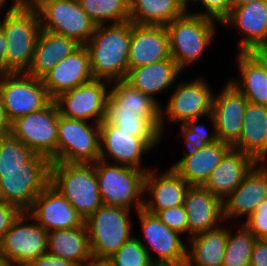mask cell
I'll use <instances>...</instances> for the list:
<instances>
[{"label": "cell", "mask_w": 267, "mask_h": 266, "mask_svg": "<svg viewBox=\"0 0 267 266\" xmlns=\"http://www.w3.org/2000/svg\"><path fill=\"white\" fill-rule=\"evenodd\" d=\"M0 21L6 38L5 73H26L31 66L41 25L28 0H14Z\"/></svg>", "instance_id": "1"}, {"label": "cell", "mask_w": 267, "mask_h": 266, "mask_svg": "<svg viewBox=\"0 0 267 266\" xmlns=\"http://www.w3.org/2000/svg\"><path fill=\"white\" fill-rule=\"evenodd\" d=\"M130 42L131 21L97 25L85 44L93 78L111 83L124 80L129 70Z\"/></svg>", "instance_id": "2"}, {"label": "cell", "mask_w": 267, "mask_h": 266, "mask_svg": "<svg viewBox=\"0 0 267 266\" xmlns=\"http://www.w3.org/2000/svg\"><path fill=\"white\" fill-rule=\"evenodd\" d=\"M50 184L84 220L103 205L94 164L51 163Z\"/></svg>", "instance_id": "3"}, {"label": "cell", "mask_w": 267, "mask_h": 266, "mask_svg": "<svg viewBox=\"0 0 267 266\" xmlns=\"http://www.w3.org/2000/svg\"><path fill=\"white\" fill-rule=\"evenodd\" d=\"M103 205L131 210L144 207V179L147 171L98 160L94 163Z\"/></svg>", "instance_id": "4"}, {"label": "cell", "mask_w": 267, "mask_h": 266, "mask_svg": "<svg viewBox=\"0 0 267 266\" xmlns=\"http://www.w3.org/2000/svg\"><path fill=\"white\" fill-rule=\"evenodd\" d=\"M216 22L202 15L185 12L165 26L171 58L182 71L204 55L216 35Z\"/></svg>", "instance_id": "5"}, {"label": "cell", "mask_w": 267, "mask_h": 266, "mask_svg": "<svg viewBox=\"0 0 267 266\" xmlns=\"http://www.w3.org/2000/svg\"><path fill=\"white\" fill-rule=\"evenodd\" d=\"M51 160L37 154L24 169L0 170V198L27 212L50 184Z\"/></svg>", "instance_id": "6"}, {"label": "cell", "mask_w": 267, "mask_h": 266, "mask_svg": "<svg viewBox=\"0 0 267 266\" xmlns=\"http://www.w3.org/2000/svg\"><path fill=\"white\" fill-rule=\"evenodd\" d=\"M130 211L102 205L84 221L92 257L109 259L134 236L131 233Z\"/></svg>", "instance_id": "7"}, {"label": "cell", "mask_w": 267, "mask_h": 266, "mask_svg": "<svg viewBox=\"0 0 267 266\" xmlns=\"http://www.w3.org/2000/svg\"><path fill=\"white\" fill-rule=\"evenodd\" d=\"M28 1L37 11L42 29L74 39L80 45H85L92 37L97 25L78 0Z\"/></svg>", "instance_id": "8"}, {"label": "cell", "mask_w": 267, "mask_h": 266, "mask_svg": "<svg viewBox=\"0 0 267 266\" xmlns=\"http://www.w3.org/2000/svg\"><path fill=\"white\" fill-rule=\"evenodd\" d=\"M59 116L57 162L94 164L100 158V124Z\"/></svg>", "instance_id": "9"}, {"label": "cell", "mask_w": 267, "mask_h": 266, "mask_svg": "<svg viewBox=\"0 0 267 266\" xmlns=\"http://www.w3.org/2000/svg\"><path fill=\"white\" fill-rule=\"evenodd\" d=\"M0 98L10 124L19 117L42 110L52 101L42 79L26 73H3Z\"/></svg>", "instance_id": "10"}, {"label": "cell", "mask_w": 267, "mask_h": 266, "mask_svg": "<svg viewBox=\"0 0 267 266\" xmlns=\"http://www.w3.org/2000/svg\"><path fill=\"white\" fill-rule=\"evenodd\" d=\"M59 110L52 100L42 110L17 118L11 123L10 134L36 154L57 163V129Z\"/></svg>", "instance_id": "11"}, {"label": "cell", "mask_w": 267, "mask_h": 266, "mask_svg": "<svg viewBox=\"0 0 267 266\" xmlns=\"http://www.w3.org/2000/svg\"><path fill=\"white\" fill-rule=\"evenodd\" d=\"M137 214L143 233V239L138 237V240L148 251L153 264L155 266H185L188 248L180 238L181 234L167 227L156 214L143 208L137 211ZM151 250L155 253L154 255Z\"/></svg>", "instance_id": "12"}, {"label": "cell", "mask_w": 267, "mask_h": 266, "mask_svg": "<svg viewBox=\"0 0 267 266\" xmlns=\"http://www.w3.org/2000/svg\"><path fill=\"white\" fill-rule=\"evenodd\" d=\"M47 251L48 232L27 212L20 214L0 241V256L14 266H27Z\"/></svg>", "instance_id": "13"}, {"label": "cell", "mask_w": 267, "mask_h": 266, "mask_svg": "<svg viewBox=\"0 0 267 266\" xmlns=\"http://www.w3.org/2000/svg\"><path fill=\"white\" fill-rule=\"evenodd\" d=\"M214 92L203 78L179 82L172 91L165 108L161 106L160 132L163 136L165 117L171 123L185 124L187 121L199 119L212 114ZM164 109V110H163Z\"/></svg>", "instance_id": "14"}, {"label": "cell", "mask_w": 267, "mask_h": 266, "mask_svg": "<svg viewBox=\"0 0 267 266\" xmlns=\"http://www.w3.org/2000/svg\"><path fill=\"white\" fill-rule=\"evenodd\" d=\"M109 83L111 82L93 79L60 94L54 99L60 115L85 121L93 119V123L101 124L105 119Z\"/></svg>", "instance_id": "15"}, {"label": "cell", "mask_w": 267, "mask_h": 266, "mask_svg": "<svg viewBox=\"0 0 267 266\" xmlns=\"http://www.w3.org/2000/svg\"><path fill=\"white\" fill-rule=\"evenodd\" d=\"M27 214L47 232L84 226V219L51 184L35 199Z\"/></svg>", "instance_id": "16"}, {"label": "cell", "mask_w": 267, "mask_h": 266, "mask_svg": "<svg viewBox=\"0 0 267 266\" xmlns=\"http://www.w3.org/2000/svg\"><path fill=\"white\" fill-rule=\"evenodd\" d=\"M247 104L245 96L229 82L213 95L212 115L218 140L231 146L239 140Z\"/></svg>", "instance_id": "17"}, {"label": "cell", "mask_w": 267, "mask_h": 266, "mask_svg": "<svg viewBox=\"0 0 267 266\" xmlns=\"http://www.w3.org/2000/svg\"><path fill=\"white\" fill-rule=\"evenodd\" d=\"M150 150L153 149L143 139L111 124H100V160L148 171L150 168L142 166V155Z\"/></svg>", "instance_id": "18"}, {"label": "cell", "mask_w": 267, "mask_h": 266, "mask_svg": "<svg viewBox=\"0 0 267 266\" xmlns=\"http://www.w3.org/2000/svg\"><path fill=\"white\" fill-rule=\"evenodd\" d=\"M157 169L148 170L144 179V196L147 197H144L143 209L153 214L183 205L187 189L190 187L173 168L170 167L161 174L156 172Z\"/></svg>", "instance_id": "19"}, {"label": "cell", "mask_w": 267, "mask_h": 266, "mask_svg": "<svg viewBox=\"0 0 267 266\" xmlns=\"http://www.w3.org/2000/svg\"><path fill=\"white\" fill-rule=\"evenodd\" d=\"M267 199V164L257 163L243 182L223 200V218H248Z\"/></svg>", "instance_id": "20"}, {"label": "cell", "mask_w": 267, "mask_h": 266, "mask_svg": "<svg viewBox=\"0 0 267 266\" xmlns=\"http://www.w3.org/2000/svg\"><path fill=\"white\" fill-rule=\"evenodd\" d=\"M90 55L85 45L60 60L43 78L52 100L60 94L93 80Z\"/></svg>", "instance_id": "21"}, {"label": "cell", "mask_w": 267, "mask_h": 266, "mask_svg": "<svg viewBox=\"0 0 267 266\" xmlns=\"http://www.w3.org/2000/svg\"><path fill=\"white\" fill-rule=\"evenodd\" d=\"M171 58L165 26L137 25L131 22L129 69Z\"/></svg>", "instance_id": "22"}, {"label": "cell", "mask_w": 267, "mask_h": 266, "mask_svg": "<svg viewBox=\"0 0 267 266\" xmlns=\"http://www.w3.org/2000/svg\"><path fill=\"white\" fill-rule=\"evenodd\" d=\"M184 207L188 221V235L192 236L219 227L223 218V201L203 186L187 189Z\"/></svg>", "instance_id": "23"}, {"label": "cell", "mask_w": 267, "mask_h": 266, "mask_svg": "<svg viewBox=\"0 0 267 266\" xmlns=\"http://www.w3.org/2000/svg\"><path fill=\"white\" fill-rule=\"evenodd\" d=\"M223 24V25H222ZM222 26L237 30L243 35L239 52H248L252 47L262 44L267 38V0H259L245 5H234Z\"/></svg>", "instance_id": "24"}, {"label": "cell", "mask_w": 267, "mask_h": 266, "mask_svg": "<svg viewBox=\"0 0 267 266\" xmlns=\"http://www.w3.org/2000/svg\"><path fill=\"white\" fill-rule=\"evenodd\" d=\"M256 164L251 156L231 148L211 172L203 187L223 201L243 182Z\"/></svg>", "instance_id": "25"}, {"label": "cell", "mask_w": 267, "mask_h": 266, "mask_svg": "<svg viewBox=\"0 0 267 266\" xmlns=\"http://www.w3.org/2000/svg\"><path fill=\"white\" fill-rule=\"evenodd\" d=\"M182 73L177 63L172 59H166L142 67L131 68L128 70L124 79L133 88L140 90L142 93L150 96L160 106L154 96L161 91H166L170 86L175 84ZM169 87V88H168Z\"/></svg>", "instance_id": "26"}, {"label": "cell", "mask_w": 267, "mask_h": 266, "mask_svg": "<svg viewBox=\"0 0 267 266\" xmlns=\"http://www.w3.org/2000/svg\"><path fill=\"white\" fill-rule=\"evenodd\" d=\"M232 148L251 156L257 163L267 158V106L248 102L239 140ZM264 160V161H263Z\"/></svg>", "instance_id": "27"}, {"label": "cell", "mask_w": 267, "mask_h": 266, "mask_svg": "<svg viewBox=\"0 0 267 266\" xmlns=\"http://www.w3.org/2000/svg\"><path fill=\"white\" fill-rule=\"evenodd\" d=\"M232 148L228 143H215L198 149L192 156L182 157L173 168L190 186H203L214 168Z\"/></svg>", "instance_id": "28"}, {"label": "cell", "mask_w": 267, "mask_h": 266, "mask_svg": "<svg viewBox=\"0 0 267 266\" xmlns=\"http://www.w3.org/2000/svg\"><path fill=\"white\" fill-rule=\"evenodd\" d=\"M101 124H111L134 137H139L153 149L161 142V112L106 109L105 119Z\"/></svg>", "instance_id": "29"}, {"label": "cell", "mask_w": 267, "mask_h": 266, "mask_svg": "<svg viewBox=\"0 0 267 266\" xmlns=\"http://www.w3.org/2000/svg\"><path fill=\"white\" fill-rule=\"evenodd\" d=\"M80 46L74 39L42 29L26 74L42 79L60 60Z\"/></svg>", "instance_id": "30"}, {"label": "cell", "mask_w": 267, "mask_h": 266, "mask_svg": "<svg viewBox=\"0 0 267 266\" xmlns=\"http://www.w3.org/2000/svg\"><path fill=\"white\" fill-rule=\"evenodd\" d=\"M223 226L189 238L191 245L187 247L185 266H222L228 237V229Z\"/></svg>", "instance_id": "31"}, {"label": "cell", "mask_w": 267, "mask_h": 266, "mask_svg": "<svg viewBox=\"0 0 267 266\" xmlns=\"http://www.w3.org/2000/svg\"><path fill=\"white\" fill-rule=\"evenodd\" d=\"M48 253L77 266L92 257L86 226L48 232Z\"/></svg>", "instance_id": "32"}, {"label": "cell", "mask_w": 267, "mask_h": 266, "mask_svg": "<svg viewBox=\"0 0 267 266\" xmlns=\"http://www.w3.org/2000/svg\"><path fill=\"white\" fill-rule=\"evenodd\" d=\"M239 80H228L248 102L267 106V73L247 52H239Z\"/></svg>", "instance_id": "33"}, {"label": "cell", "mask_w": 267, "mask_h": 266, "mask_svg": "<svg viewBox=\"0 0 267 266\" xmlns=\"http://www.w3.org/2000/svg\"><path fill=\"white\" fill-rule=\"evenodd\" d=\"M130 21L137 25L167 26L186 10L183 0H129Z\"/></svg>", "instance_id": "34"}, {"label": "cell", "mask_w": 267, "mask_h": 266, "mask_svg": "<svg viewBox=\"0 0 267 266\" xmlns=\"http://www.w3.org/2000/svg\"><path fill=\"white\" fill-rule=\"evenodd\" d=\"M106 109L129 110L131 112H161V106L150 96L142 93L124 80L112 82ZM115 84V85H114Z\"/></svg>", "instance_id": "35"}, {"label": "cell", "mask_w": 267, "mask_h": 266, "mask_svg": "<svg viewBox=\"0 0 267 266\" xmlns=\"http://www.w3.org/2000/svg\"><path fill=\"white\" fill-rule=\"evenodd\" d=\"M81 8L96 25L130 21L129 0H78Z\"/></svg>", "instance_id": "36"}, {"label": "cell", "mask_w": 267, "mask_h": 266, "mask_svg": "<svg viewBox=\"0 0 267 266\" xmlns=\"http://www.w3.org/2000/svg\"><path fill=\"white\" fill-rule=\"evenodd\" d=\"M239 232L233 234L228 228L226 251L222 266H250L251 255L256 237L242 223Z\"/></svg>", "instance_id": "37"}, {"label": "cell", "mask_w": 267, "mask_h": 266, "mask_svg": "<svg viewBox=\"0 0 267 266\" xmlns=\"http://www.w3.org/2000/svg\"><path fill=\"white\" fill-rule=\"evenodd\" d=\"M36 155L11 134L0 136V170L24 169Z\"/></svg>", "instance_id": "38"}, {"label": "cell", "mask_w": 267, "mask_h": 266, "mask_svg": "<svg viewBox=\"0 0 267 266\" xmlns=\"http://www.w3.org/2000/svg\"><path fill=\"white\" fill-rule=\"evenodd\" d=\"M209 123H211V128L213 133H210L207 130L206 126L199 124L197 119L187 121L185 124H180L184 142L186 144L187 150L185 151V156H192L198 149L205 147L206 145L215 143L217 135L215 132V120L212 114L207 116Z\"/></svg>", "instance_id": "39"}, {"label": "cell", "mask_w": 267, "mask_h": 266, "mask_svg": "<svg viewBox=\"0 0 267 266\" xmlns=\"http://www.w3.org/2000/svg\"><path fill=\"white\" fill-rule=\"evenodd\" d=\"M109 260L112 266H155L136 236L126 241Z\"/></svg>", "instance_id": "40"}, {"label": "cell", "mask_w": 267, "mask_h": 266, "mask_svg": "<svg viewBox=\"0 0 267 266\" xmlns=\"http://www.w3.org/2000/svg\"><path fill=\"white\" fill-rule=\"evenodd\" d=\"M199 4L204 7V12H190L188 7L190 4ZM189 3V4H188ZM186 12L202 15L214 19L221 25V22L228 16L229 12L234 7V0H183Z\"/></svg>", "instance_id": "41"}, {"label": "cell", "mask_w": 267, "mask_h": 266, "mask_svg": "<svg viewBox=\"0 0 267 266\" xmlns=\"http://www.w3.org/2000/svg\"><path fill=\"white\" fill-rule=\"evenodd\" d=\"M156 216L170 229L183 236L188 234V221L184 205L160 210L156 213Z\"/></svg>", "instance_id": "42"}, {"label": "cell", "mask_w": 267, "mask_h": 266, "mask_svg": "<svg viewBox=\"0 0 267 266\" xmlns=\"http://www.w3.org/2000/svg\"><path fill=\"white\" fill-rule=\"evenodd\" d=\"M240 223L251 232L256 239H267V199L261 202L248 218Z\"/></svg>", "instance_id": "43"}, {"label": "cell", "mask_w": 267, "mask_h": 266, "mask_svg": "<svg viewBox=\"0 0 267 266\" xmlns=\"http://www.w3.org/2000/svg\"><path fill=\"white\" fill-rule=\"evenodd\" d=\"M21 213L16 206L0 202V241Z\"/></svg>", "instance_id": "44"}, {"label": "cell", "mask_w": 267, "mask_h": 266, "mask_svg": "<svg viewBox=\"0 0 267 266\" xmlns=\"http://www.w3.org/2000/svg\"><path fill=\"white\" fill-rule=\"evenodd\" d=\"M250 266H267L266 239H256L254 242Z\"/></svg>", "instance_id": "45"}, {"label": "cell", "mask_w": 267, "mask_h": 266, "mask_svg": "<svg viewBox=\"0 0 267 266\" xmlns=\"http://www.w3.org/2000/svg\"><path fill=\"white\" fill-rule=\"evenodd\" d=\"M27 266H77L73 262L52 255L50 253H45L39 256L37 259L30 262Z\"/></svg>", "instance_id": "46"}, {"label": "cell", "mask_w": 267, "mask_h": 266, "mask_svg": "<svg viewBox=\"0 0 267 266\" xmlns=\"http://www.w3.org/2000/svg\"><path fill=\"white\" fill-rule=\"evenodd\" d=\"M267 73V47L263 44L252 47L247 52Z\"/></svg>", "instance_id": "47"}, {"label": "cell", "mask_w": 267, "mask_h": 266, "mask_svg": "<svg viewBox=\"0 0 267 266\" xmlns=\"http://www.w3.org/2000/svg\"><path fill=\"white\" fill-rule=\"evenodd\" d=\"M11 124L8 121L0 98V136L10 134Z\"/></svg>", "instance_id": "48"}, {"label": "cell", "mask_w": 267, "mask_h": 266, "mask_svg": "<svg viewBox=\"0 0 267 266\" xmlns=\"http://www.w3.org/2000/svg\"><path fill=\"white\" fill-rule=\"evenodd\" d=\"M6 45V38L0 25V68L3 73H5Z\"/></svg>", "instance_id": "49"}, {"label": "cell", "mask_w": 267, "mask_h": 266, "mask_svg": "<svg viewBox=\"0 0 267 266\" xmlns=\"http://www.w3.org/2000/svg\"><path fill=\"white\" fill-rule=\"evenodd\" d=\"M78 266H112L109 259L91 257Z\"/></svg>", "instance_id": "50"}, {"label": "cell", "mask_w": 267, "mask_h": 266, "mask_svg": "<svg viewBox=\"0 0 267 266\" xmlns=\"http://www.w3.org/2000/svg\"><path fill=\"white\" fill-rule=\"evenodd\" d=\"M259 0H234V5H245Z\"/></svg>", "instance_id": "51"}, {"label": "cell", "mask_w": 267, "mask_h": 266, "mask_svg": "<svg viewBox=\"0 0 267 266\" xmlns=\"http://www.w3.org/2000/svg\"><path fill=\"white\" fill-rule=\"evenodd\" d=\"M0 266H14V265L0 256Z\"/></svg>", "instance_id": "52"}, {"label": "cell", "mask_w": 267, "mask_h": 266, "mask_svg": "<svg viewBox=\"0 0 267 266\" xmlns=\"http://www.w3.org/2000/svg\"><path fill=\"white\" fill-rule=\"evenodd\" d=\"M7 1H8V0H0V10H1V11L3 10L2 8L6 6ZM1 11H0V13H1Z\"/></svg>", "instance_id": "53"}, {"label": "cell", "mask_w": 267, "mask_h": 266, "mask_svg": "<svg viewBox=\"0 0 267 266\" xmlns=\"http://www.w3.org/2000/svg\"><path fill=\"white\" fill-rule=\"evenodd\" d=\"M262 44L267 47V38Z\"/></svg>", "instance_id": "54"}, {"label": "cell", "mask_w": 267, "mask_h": 266, "mask_svg": "<svg viewBox=\"0 0 267 266\" xmlns=\"http://www.w3.org/2000/svg\"><path fill=\"white\" fill-rule=\"evenodd\" d=\"M2 74H3V72H2V70H1V68H0V79H1Z\"/></svg>", "instance_id": "55"}]
</instances>
